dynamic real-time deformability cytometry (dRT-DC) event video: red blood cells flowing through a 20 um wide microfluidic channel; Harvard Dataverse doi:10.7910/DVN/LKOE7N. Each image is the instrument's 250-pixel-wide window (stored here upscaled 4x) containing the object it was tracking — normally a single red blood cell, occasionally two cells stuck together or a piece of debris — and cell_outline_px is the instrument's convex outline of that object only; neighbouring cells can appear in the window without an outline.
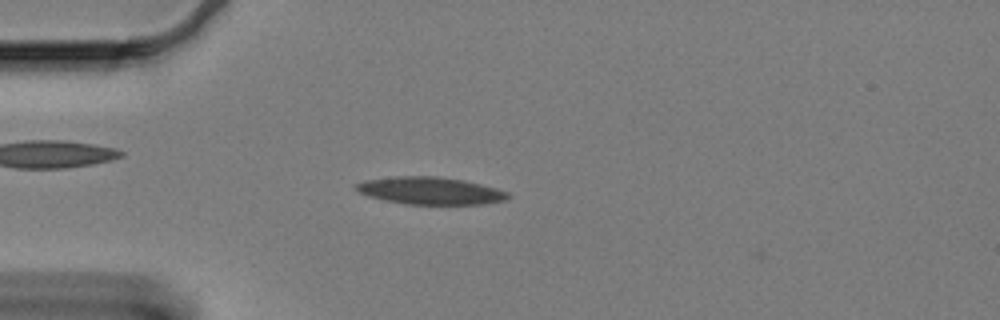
{"species": "Egyptian fruit bat (a non-hibernating species)", "species_latin": "Rousettus aegyptiacus", "temperature_condition": "cold", "stored_images_in_passage": 48, "camera_frame_rate_fps": 3000, "um_per_image_px": 0.085, "animal": {"sex": "female"}, "frame": {"image": 1, "passage_image": 3, "time_ms": 0.667, "image_size_px": [1000, 320], "cell_outline_px": [[512, 196], [504, 200], [480, 204], [404, 204], [384, 200], [368, 196], [360, 192], [352, 184], [364, 180], [396, 176], [436, 176], [464, 180], [496, 188], [508, 192]], "centroid_in_image_um": [36.54, 16.2], "position_along_channel_um": 48.5, "area_um2": 24.22}}
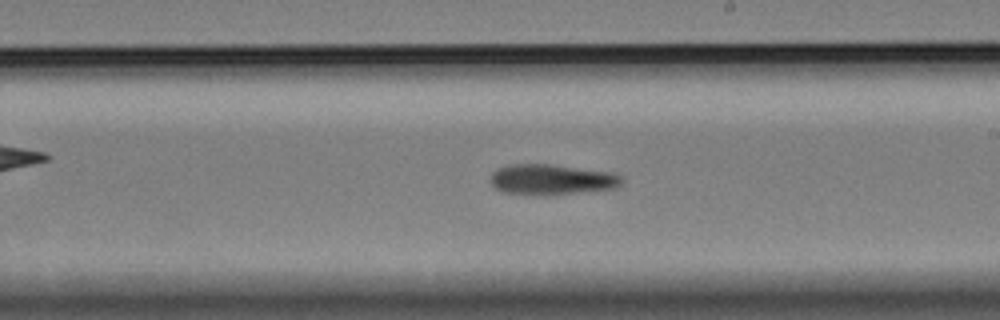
{"frame": {"image": 2, "passage_image": 22, "time_ms": 7.0, "image_size_px": [1000, 320], "cell_outline_px": [[620, 184], [616, 188], [572, 192], [504, 192], [496, 188], [492, 184], [492, 172], [500, 168], [512, 164], [548, 164], [604, 172], [620, 176]], "centroid_in_image_um": [46.84, 15.21], "position_along_channel_um": 242.2, "area_um2": 21.5}}
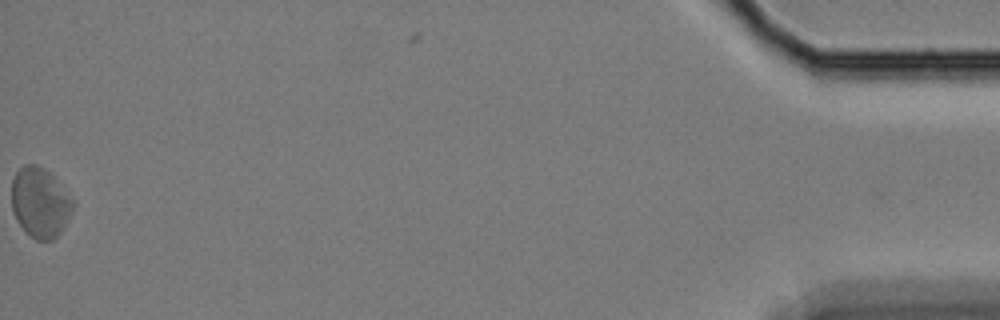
{"frame": {"image": 3, "passage_image": 48, "time_ms": 15.667, "image_size_px": [1000, 320], "cell_outline_px": [[76, 204], [60, 232], [52, 240], [36, 240], [16, 220], [12, 208], [12, 176], [24, 164], [36, 164], [44, 168], [52, 176]], "centroid_in_image_um": [3.39, 17.2], "position_along_channel_um": 431.8, "area_um2": 24.57}}